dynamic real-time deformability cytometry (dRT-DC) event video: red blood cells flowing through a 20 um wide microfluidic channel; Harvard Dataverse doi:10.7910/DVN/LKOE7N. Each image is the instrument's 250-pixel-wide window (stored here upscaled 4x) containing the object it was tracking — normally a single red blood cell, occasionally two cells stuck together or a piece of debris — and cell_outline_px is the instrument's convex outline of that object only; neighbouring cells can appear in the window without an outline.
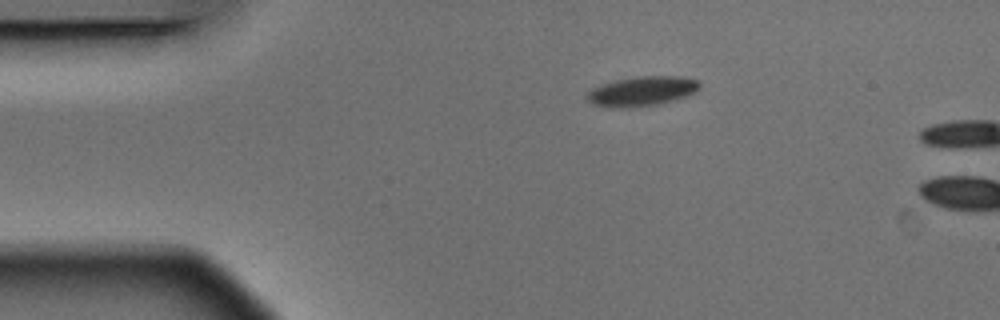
{"species": "Egyptian fruit bat (a non-hibernating species)", "species_latin": "Rousettus aegyptiacus", "temperature_condition": "warm", "stored_images_in_passage": 2, "camera_frame_rate_fps": 3000, "um_per_image_px": 0.085, "animal": {"sex": "male"}, "frame": {"image": 1, "passage_image": 1, "time_ms": 0.0, "image_size_px": [1000, 320], "cell_outline_px": [[700, 88], [696, 92], [688, 96], [656, 104], [628, 108], [608, 108], [596, 104], [588, 100], [588, 92], [592, 88], [616, 80], [640, 76], [680, 76], [696, 80], [700, 84]], "centroid_in_image_um": [54.6, 7.75], "position_along_channel_um": 30.4, "area_um2": 19.25}}